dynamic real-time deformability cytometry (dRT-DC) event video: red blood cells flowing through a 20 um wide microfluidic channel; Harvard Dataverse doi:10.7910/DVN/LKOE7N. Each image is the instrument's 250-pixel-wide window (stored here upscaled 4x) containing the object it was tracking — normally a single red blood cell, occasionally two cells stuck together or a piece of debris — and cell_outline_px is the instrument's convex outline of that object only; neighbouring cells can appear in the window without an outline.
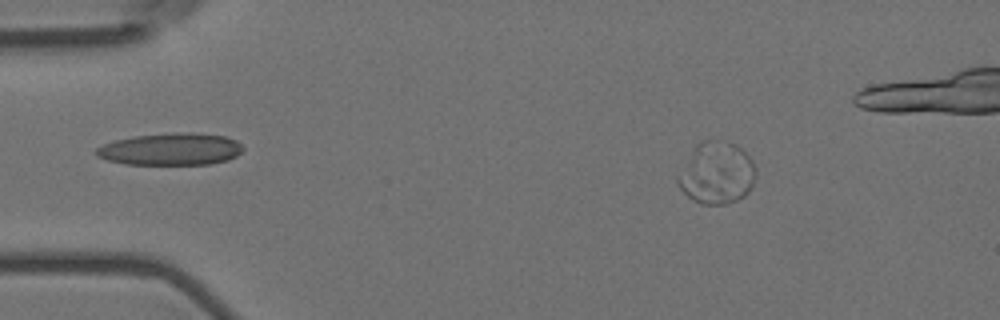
{"species": "Egyptian fruit bat (a non-hibernating species)", "species_latin": "Rousettus aegyptiacus", "temperature_condition": "room temperature", "stored_images_in_passage": 4, "camera_frame_rate_fps": 3000, "um_per_image_px": 0.085, "animal": {"sex": "female"}, "frame": {"image": 1, "passage_image": 1, "time_ms": 0.0, "image_size_px": [1000, 320], "cell_outline_px": [[756, 176], [752, 188], [744, 196], [736, 200], [724, 204], [704, 204], [692, 200], [680, 188], [676, 180], [676, 176], [696, 144], [700, 140], [708, 140], [736, 144], [752, 160], [756, 168]], "centroid_in_image_um": [60.91, 14.72], "position_along_channel_um": 24.1, "area_um2": 28.09}}